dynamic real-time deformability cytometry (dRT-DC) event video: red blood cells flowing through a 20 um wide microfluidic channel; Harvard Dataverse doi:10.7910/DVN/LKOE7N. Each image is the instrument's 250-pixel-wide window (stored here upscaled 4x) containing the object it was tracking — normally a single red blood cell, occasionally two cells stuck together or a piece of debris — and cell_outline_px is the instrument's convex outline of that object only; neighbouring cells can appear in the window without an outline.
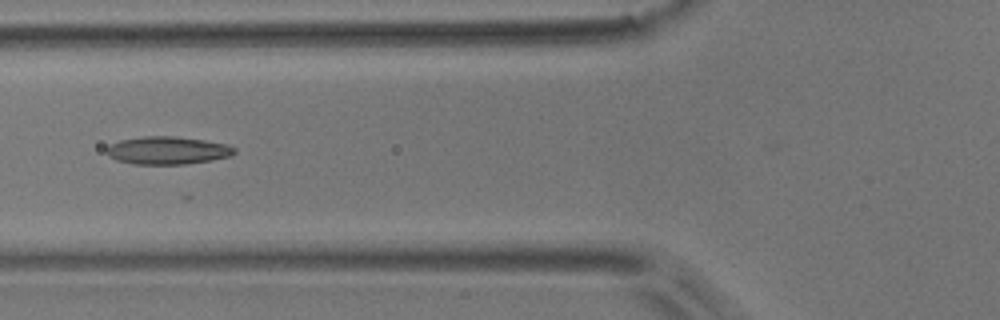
{"species": "common noctule bat (a hibernating species)", "species_latin": "Nyctalus noctula", "temperature_condition": "room temperature", "stored_images_in_passage": 9, "camera_frame_rate_fps": 3000, "um_per_image_px": 0.085, "animal": {"sex": "male", "body_mass_g": 17.9}, "frame": {"image": 1, "passage_image": 5, "time_ms": 1.333, "image_size_px": [1000, 320], "cell_outline_px": [[236, 152], [232, 156], [212, 160], [184, 164], [132, 164], [116, 160], [108, 156], [108, 148], [112, 144], [120, 140], [144, 136], [172, 136], [204, 140], [228, 144], [236, 148]], "centroid_in_image_um": [14.29, 12.79], "position_along_channel_um": 111.5, "area_um2": 20.69}}
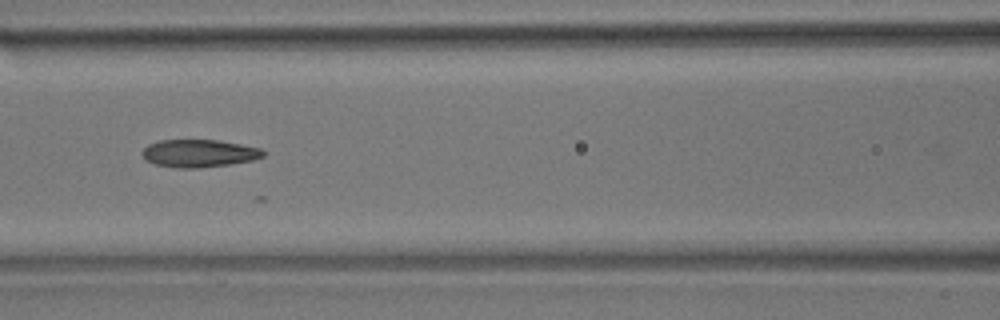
{"frame": {"image": 2, "passage_image": 6, "time_ms": 1.667, "image_size_px": [1000, 320], "cell_outline_px": [[264, 156], [252, 160], [228, 164], [200, 168], [176, 168], [156, 164], [148, 160], [140, 152], [148, 144], [160, 140], [220, 140], [260, 148], [264, 152]], "centroid_in_image_um": [16.9, 13.03], "position_along_channel_um": 149.7, "area_um2": 19.36}}
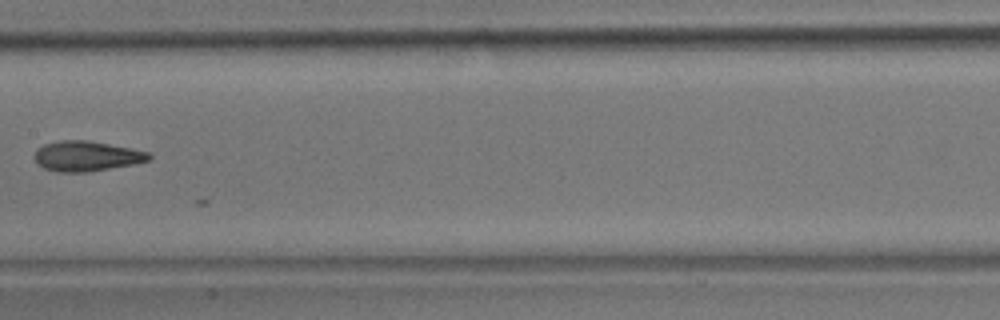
{"frame": {"image": 3, "passage_image": 7, "time_ms": 2.0, "image_size_px": [1000, 320], "cell_outline_px": [[152, 156], [148, 160], [136, 164], [88, 172], [56, 172], [44, 168], [36, 164], [32, 156], [36, 148], [44, 144], [60, 140], [88, 140], [132, 148], [148, 152]], "centroid_in_image_um": [7.31, 13.27], "position_along_channel_um": 200.1, "area_um2": 20.46}}